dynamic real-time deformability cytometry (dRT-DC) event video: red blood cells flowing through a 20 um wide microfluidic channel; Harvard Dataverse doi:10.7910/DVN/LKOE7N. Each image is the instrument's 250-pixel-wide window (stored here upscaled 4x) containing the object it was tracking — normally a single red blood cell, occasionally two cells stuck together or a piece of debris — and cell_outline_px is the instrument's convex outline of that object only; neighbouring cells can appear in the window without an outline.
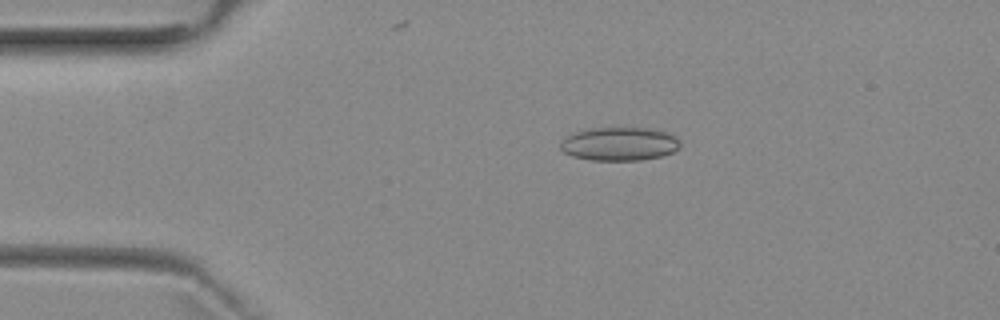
{"species": "common noctule bat (a hibernating species)", "species_latin": "Nyctalus noctula", "temperature_condition": "room temperature", "stored_images_in_passage": 3, "camera_frame_rate_fps": 3000, "um_per_image_px": 0.085, "animal": {"sex": "female", "body_mass_g": 29.2, "forearm_length_mm": 56.3}, "frame": {"image": 1, "passage_image": 2, "time_ms": 1.333, "image_size_px": [1000, 320], "cell_outline_px": [[680, 148], [672, 152], [660, 156], [640, 160], [592, 160], [572, 156], [564, 152], [560, 148], [560, 144], [568, 136], [576, 132], [592, 128], [656, 128], [676, 136], [680, 140]], "centroid_in_image_um": [52.7, 12.23], "position_along_channel_um": 32.3, "area_um2": 23.29}}